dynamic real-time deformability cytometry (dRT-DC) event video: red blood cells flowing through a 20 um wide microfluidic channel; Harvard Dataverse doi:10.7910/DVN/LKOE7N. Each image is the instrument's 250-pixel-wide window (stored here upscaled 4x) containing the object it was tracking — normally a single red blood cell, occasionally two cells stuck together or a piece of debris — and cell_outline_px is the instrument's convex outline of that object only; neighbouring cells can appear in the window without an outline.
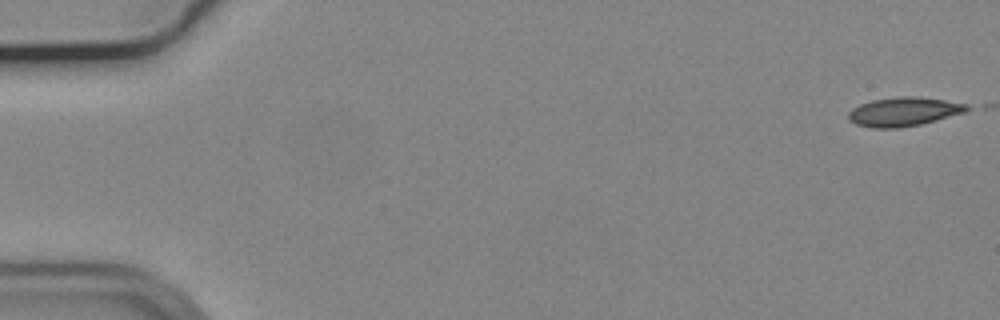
{"species": "common noctule bat (a hibernating species)", "species_latin": "Nyctalus noctula", "temperature_condition": "cold", "stored_images_in_passage": 3, "camera_frame_rate_fps": 3000, "um_per_image_px": 0.085, "animal": {"sex": "male", "body_mass_g": 19.2, "forearm_length_mm": 51.8}, "frame": {"image": 1, "passage_image": 1, "time_ms": 0.0, "image_size_px": [1000, 320], "cell_outline_px": [[976, 108], [968, 112], [920, 124], [900, 128], [872, 128], [856, 124], [848, 120], [848, 112], [852, 108], [860, 104], [872, 100], [896, 96], [916, 96], [944, 100], [968, 104]], "centroid_in_image_um": [76.87, 9.49], "position_along_channel_um": 8.1, "area_um2": 20.35}}